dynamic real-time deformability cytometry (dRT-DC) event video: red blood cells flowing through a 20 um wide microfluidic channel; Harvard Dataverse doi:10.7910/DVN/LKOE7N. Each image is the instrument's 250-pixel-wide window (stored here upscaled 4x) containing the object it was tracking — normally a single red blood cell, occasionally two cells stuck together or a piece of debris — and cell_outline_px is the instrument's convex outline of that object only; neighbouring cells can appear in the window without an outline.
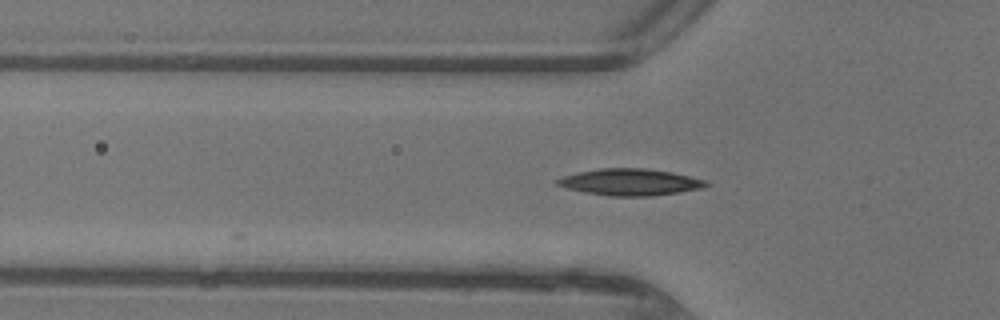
{"species": "common noctule bat (a hibernating species)", "species_latin": "Nyctalus noctula", "temperature_condition": "warm", "stored_images_in_passage": 10, "camera_frame_rate_fps": 3000, "um_per_image_px": 0.085, "animal": {"sex": "female"}, "frame": {"image": 1, "passage_image": 4, "time_ms": 1.0, "image_size_px": [1000, 320], "cell_outline_px": [[712, 184], [704, 188], [680, 192], [652, 196], [608, 196], [584, 192], [568, 188], [556, 184], [556, 180], [564, 176], [576, 172], [600, 168], [644, 168], [672, 172], [704, 180]], "centroid_in_image_um": [53.58, 15.48], "position_along_channel_um": 72.2, "area_um2": 23.12}}
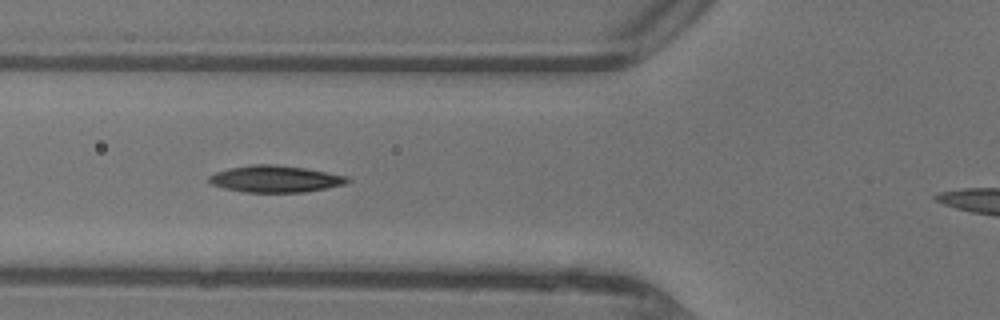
{"frame": {"image": 2, "passage_image": 6, "time_ms": 1.667, "image_size_px": [1000, 320], "cell_outline_px": [[352, 180], [344, 184], [304, 192], [244, 192], [224, 188], [212, 184], [208, 180], [208, 176], [216, 172], [228, 168], [252, 164], [276, 164], [304, 168], [348, 176]], "centroid_in_image_um": [23.38, 15.2], "position_along_channel_um": 102.4, "area_um2": 21.5}}
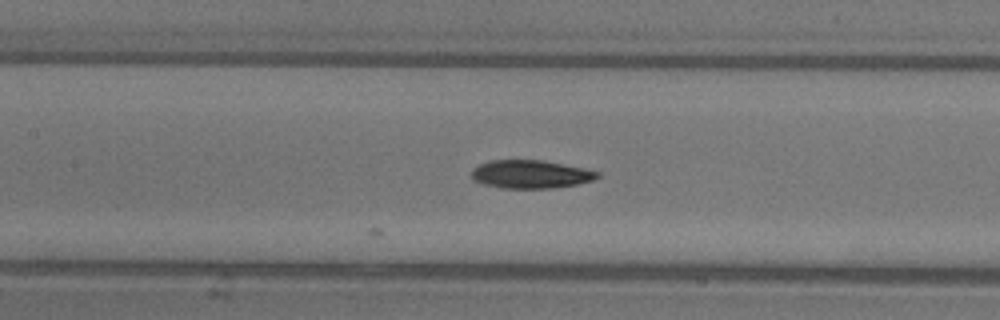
{"frame": {"image": 3, "passage_image": 10, "time_ms": 3.0, "image_size_px": [1000, 320], "cell_outline_px": [[600, 176], [592, 180], [576, 184], [552, 188], [504, 188], [484, 184], [472, 180], [472, 168], [488, 160], [540, 160], [584, 168], [600, 172]], "centroid_in_image_um": [45.08, 14.8], "position_along_channel_um": 162.3, "area_um2": 20.58}}